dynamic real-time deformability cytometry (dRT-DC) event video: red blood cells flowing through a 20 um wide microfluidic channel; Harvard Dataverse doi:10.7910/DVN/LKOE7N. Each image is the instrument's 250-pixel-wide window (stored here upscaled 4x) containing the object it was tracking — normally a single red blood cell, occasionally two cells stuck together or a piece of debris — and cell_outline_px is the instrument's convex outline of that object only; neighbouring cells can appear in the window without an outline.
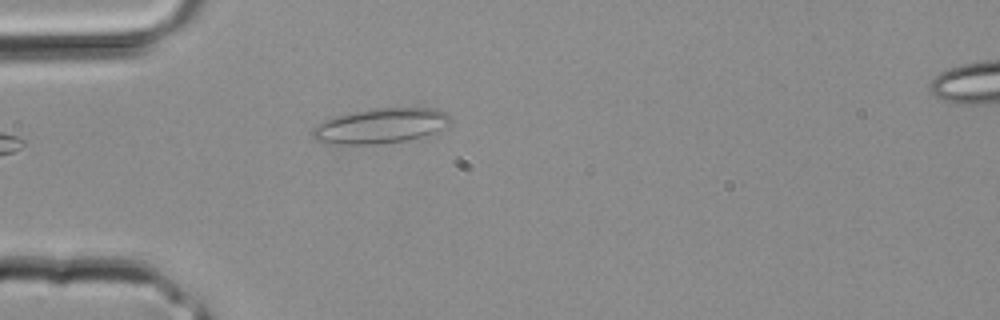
{"species": "common noctule bat (a hibernating species)", "species_latin": "Nyctalus noctula", "temperature_condition": "room temperature", "stored_images_in_passage": 4, "segment_of_instrument_passage": [1, 2], "camera_frame_rate_fps": 3000, "um_per_image_px": 0.085, "animal": {"sex": "male", "body_mass_g": 20.4}, "frame": {"image": 1, "passage_image": 3, "time_ms": 0.667, "image_size_px": [1000, 320], "cell_outline_px": [[452, 120], [448, 124], [432, 132], [420, 136], [404, 140], [376, 144], [328, 144], [316, 140], [312, 136], [312, 128], [324, 120], [336, 116], [372, 108], [436, 108], [448, 112]], "centroid_in_image_um": [32.32, 10.68], "position_along_channel_um": 52.7, "area_um2": 27.92}}